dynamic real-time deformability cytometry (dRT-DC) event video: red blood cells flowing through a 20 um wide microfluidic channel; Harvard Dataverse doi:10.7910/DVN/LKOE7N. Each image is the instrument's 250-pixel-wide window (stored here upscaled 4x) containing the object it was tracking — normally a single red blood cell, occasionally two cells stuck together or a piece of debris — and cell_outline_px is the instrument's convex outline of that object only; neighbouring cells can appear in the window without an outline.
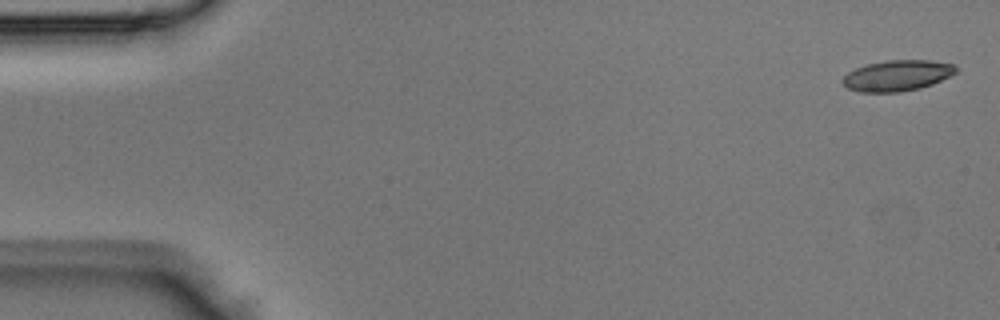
{"species": "Egyptian fruit bat (a non-hibernating species)", "species_latin": "Rousettus aegyptiacus", "temperature_condition": "room temperature", "stored_images_in_passage": 39, "camera_frame_rate_fps": 3000, "um_per_image_px": 0.085, "animal": {"sex": "male"}, "frame": {"image": 1, "passage_image": 1, "time_ms": 0.0, "image_size_px": [1000, 320], "cell_outline_px": [[956, 72], [932, 84], [920, 88], [900, 92], [860, 92], [848, 88], [840, 80], [848, 72], [856, 68], [868, 64], [888, 60], [932, 60], [956, 64]], "centroid_in_image_um": [76.26, 6.42], "position_along_channel_um": 8.7, "area_um2": 20.29}}
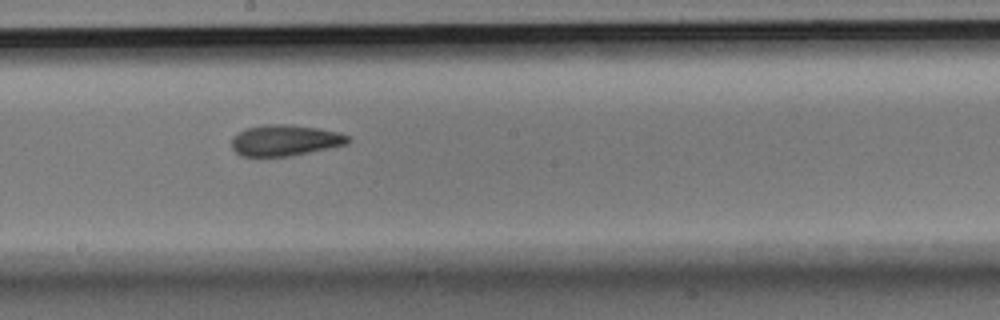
{"frame": {"image": 2, "passage_image": 23, "time_ms": 7.333, "image_size_px": [1000, 320], "cell_outline_px": [[352, 140], [348, 144], [288, 156], [240, 156], [232, 148], [232, 136], [236, 132], [248, 128], [268, 124], [292, 124], [320, 128], [336, 132], [348, 136]], "centroid_in_image_um": [24.21, 11.92], "position_along_channel_um": 224.0, "area_um2": 21.04}}
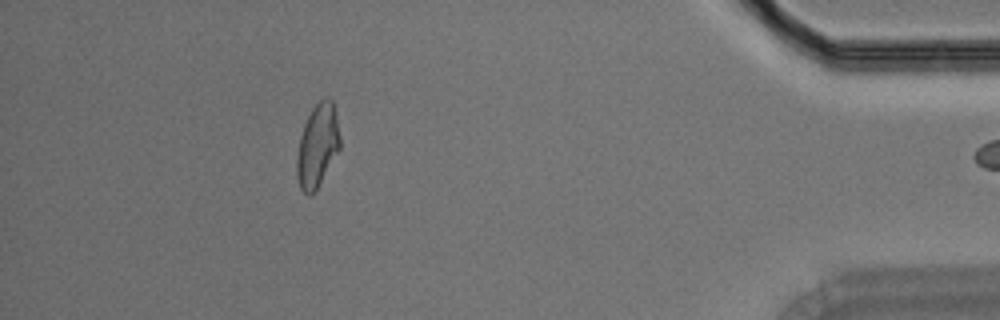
{"frame": {"image": 3, "passage_image": 38, "time_ms": 12.333, "image_size_px": [1000, 320], "cell_outline_px": [[340, 148], [316, 188], [308, 196], [300, 188], [296, 176], [296, 156], [300, 136], [304, 124], [312, 108], [320, 100], [328, 96], [332, 100], [336, 116], [340, 136]], "centroid_in_image_um": [26.97, 12.35], "position_along_channel_um": 408.2, "area_um2": 20.63}}